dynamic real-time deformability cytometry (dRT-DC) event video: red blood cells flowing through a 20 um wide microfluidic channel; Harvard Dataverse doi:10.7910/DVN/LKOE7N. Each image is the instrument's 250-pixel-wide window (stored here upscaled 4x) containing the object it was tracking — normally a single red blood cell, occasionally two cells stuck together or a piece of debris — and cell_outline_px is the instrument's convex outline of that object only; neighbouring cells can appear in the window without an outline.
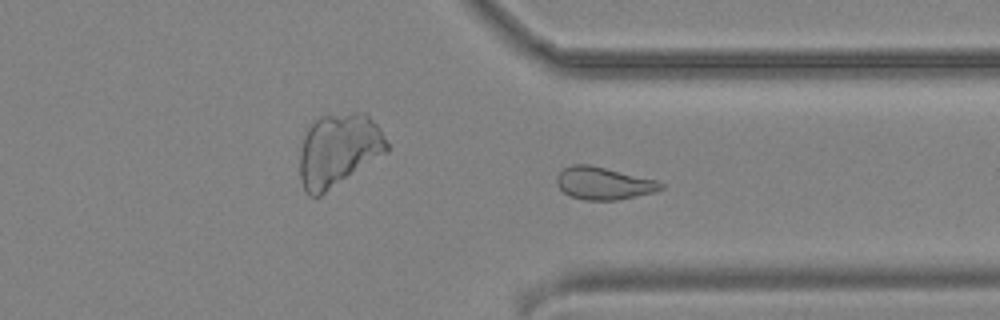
{"species": "common noctule bat (a hibernating species)", "species_latin": "Nyctalus noctula", "temperature_condition": "cold", "stored_images_in_passage": 48, "camera_frame_rate_fps": 3000, "um_per_image_px": 0.085, "animal": {"sex": "male", "body_mass_g": 19.2, "forearm_length_mm": 51.8}, "frame": {"image": 1, "passage_image": 35, "time_ms": 11.333, "image_size_px": [1000, 320], "cell_outline_px": [[664, 188], [656, 192], [616, 200], [584, 200], [572, 196], [564, 192], [556, 184], [556, 176], [564, 168], [572, 164], [588, 164], [656, 180], [664, 184]], "centroid_in_image_um": [51.3, 15.58], "position_along_channel_um": 360.1, "area_um2": 19.59}}